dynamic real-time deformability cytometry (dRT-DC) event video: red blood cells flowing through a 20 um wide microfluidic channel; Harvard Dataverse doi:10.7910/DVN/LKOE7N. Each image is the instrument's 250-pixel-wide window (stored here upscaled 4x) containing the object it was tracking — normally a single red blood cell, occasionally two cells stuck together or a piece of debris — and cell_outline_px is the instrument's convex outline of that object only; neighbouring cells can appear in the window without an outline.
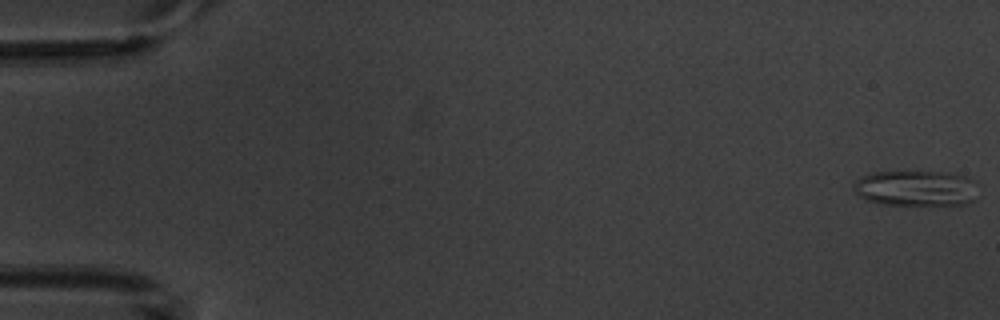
{"species": "common noctule bat (a hibernating species)", "species_latin": "Nyctalus noctula", "temperature_condition": "warm", "stored_images_in_passage": 6, "camera_frame_rate_fps": 3000, "um_per_image_px": 0.085, "animal": {"sex": "male", "body_mass_g": 20.1, "forearm_length_mm": 53.5}, "frame": {"image": 1, "passage_image": 1, "time_ms": 0.0, "image_size_px": [1000, 320], "cell_outline_px": [[980, 184], [972, 200], [968, 204], [884, 204], [868, 200], [860, 196], [852, 188], [856, 180], [872, 172], [944, 172], [968, 176], [976, 180]], "centroid_in_image_um": [77.92, 15.98], "position_along_channel_um": 7.1, "area_um2": 25.78}}
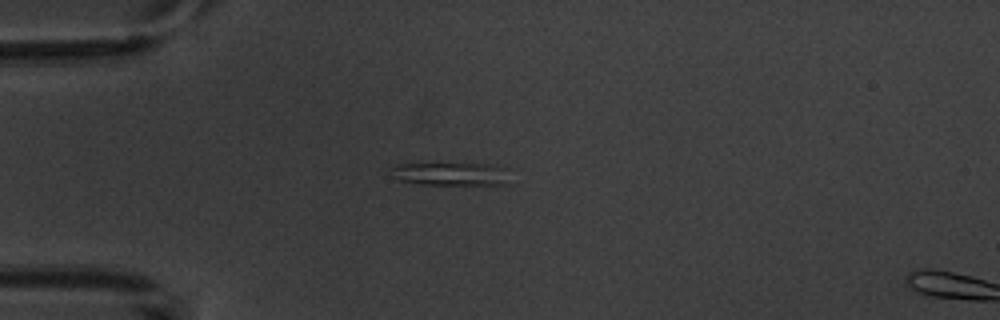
{"frame": {"image": 2, "passage_image": 5, "time_ms": 4.667, "image_size_px": [1000, 320], "cell_outline_px": [[508, 184], [420, 184], [396, 180], [392, 176], [392, 168], [396, 164], [496, 164], [508, 168]], "centroid_in_image_um": [38.35, 14.78], "position_along_channel_um": 46.6, "area_um2": 16.01}}